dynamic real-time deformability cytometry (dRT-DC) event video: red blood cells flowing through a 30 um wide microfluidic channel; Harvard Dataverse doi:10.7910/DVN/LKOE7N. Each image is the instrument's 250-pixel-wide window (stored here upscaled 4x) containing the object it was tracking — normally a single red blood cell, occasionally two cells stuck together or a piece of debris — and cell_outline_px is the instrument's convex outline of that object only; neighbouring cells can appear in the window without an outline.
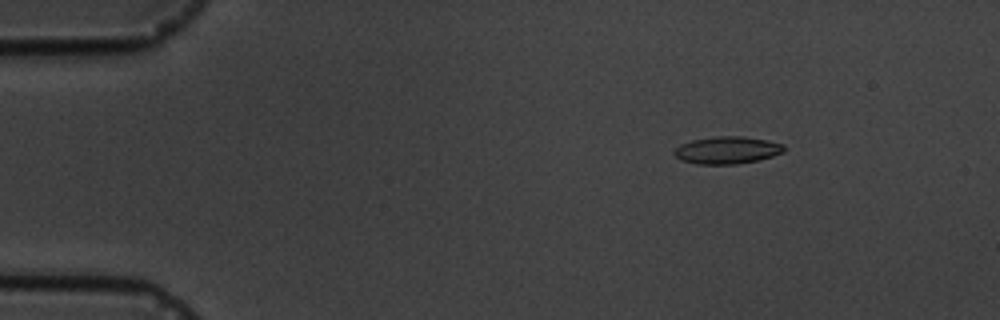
{"species": "common noctule bat (a hibernating species)", "species_latin": "Nyctalus noctula", "temperature_condition": "cold", "stored_images_in_passage": 6, "camera_frame_rate_fps": 3000, "um_per_image_px": 0.085, "animal": {"sex": "male", "body_mass_g": 19.5, "forearm_length_mm": 54.6}, "frame": {"image": 1, "passage_image": 3, "time_ms": 2.333, "image_size_px": [1000, 320], "cell_outline_px": [[784, 152], [760, 160], [736, 164], [696, 164], [684, 160], [676, 156], [672, 152], [680, 144], [692, 140], [716, 136], [744, 136], [768, 140], [784, 144]], "centroid_in_image_um": [61.83, 12.76], "position_along_channel_um": 23.2, "area_um2": 17.51}}